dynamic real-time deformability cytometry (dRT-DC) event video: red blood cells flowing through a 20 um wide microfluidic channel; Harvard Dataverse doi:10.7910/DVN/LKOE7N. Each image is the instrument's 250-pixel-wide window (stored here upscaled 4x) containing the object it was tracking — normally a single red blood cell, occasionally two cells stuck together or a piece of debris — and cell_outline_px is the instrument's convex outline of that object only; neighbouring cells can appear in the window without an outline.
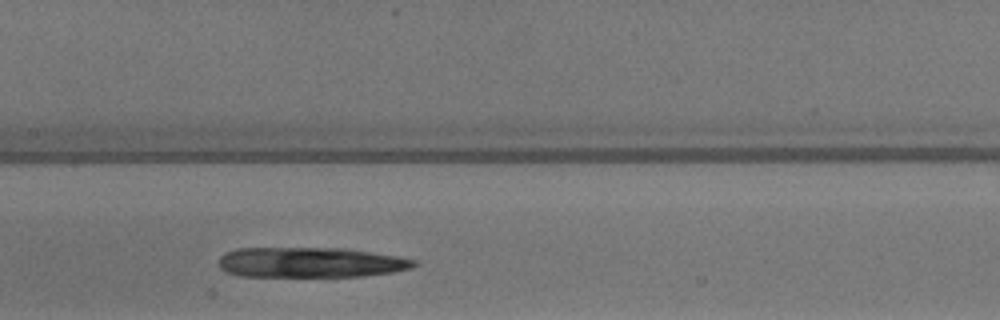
{"species": "common noctule bat (a hibernating species)", "species_latin": "Nyctalus noctula", "temperature_condition": "warm", "stored_images_in_passage": 23, "camera_frame_rate_fps": 3000, "um_per_image_px": 0.085, "animal": {"sex": "male", "body_mass_g": 13.3}, "frame": {"image": 1, "passage_image": 9, "time_ms": 2.667, "image_size_px": [1000, 320], "cell_outline_px": [[416, 264], [412, 268], [392, 272], [364, 276], [240, 276], [228, 272], [220, 268], [220, 256], [236, 248], [344, 248], [372, 252], [396, 256], [416, 260]], "centroid_in_image_um": [26.4, 22.3], "position_along_channel_um": 181.0, "area_um2": 34.22}}
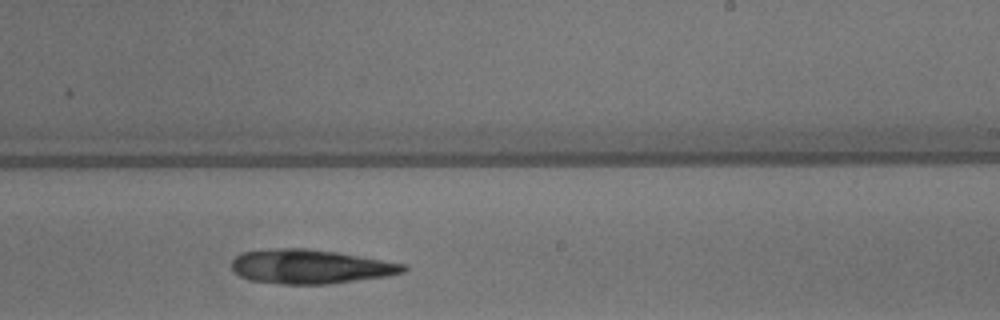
{"frame": {"image": 2, "passage_image": 15, "time_ms": 4.667, "image_size_px": [1000, 320], "cell_outline_px": [[408, 268], [404, 272], [388, 276], [328, 284], [280, 284], [248, 280], [240, 276], [232, 268], [232, 260], [236, 256], [244, 252], [268, 248], [308, 248], [336, 252], [408, 264]], "centroid_in_image_um": [26.39, 22.66], "position_along_channel_um": 262.6, "area_um2": 34.39}}
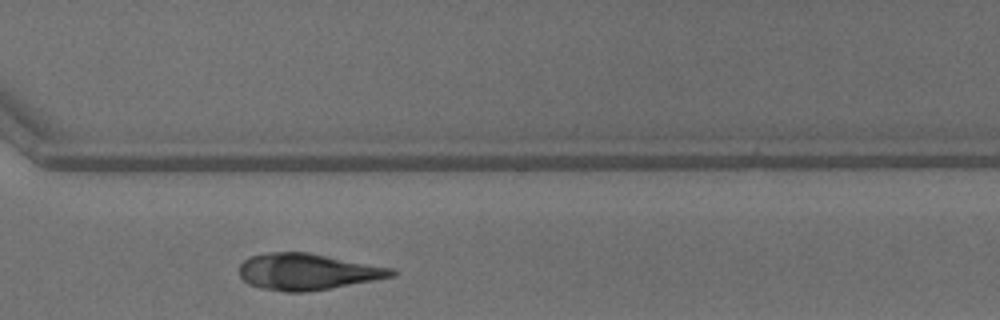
{"frame": {"image": 3, "passage_image": 21, "time_ms": 6.667, "image_size_px": [1000, 320], "cell_outline_px": [[396, 276], [332, 288], [308, 292], [284, 292], [260, 288], [248, 284], [240, 276], [240, 264], [244, 260], [252, 256], [268, 252], [308, 252], [392, 268], [396, 272]], "centroid_in_image_um": [26.12, 23.1], "position_along_channel_um": 344.5, "area_um2": 32.31}}